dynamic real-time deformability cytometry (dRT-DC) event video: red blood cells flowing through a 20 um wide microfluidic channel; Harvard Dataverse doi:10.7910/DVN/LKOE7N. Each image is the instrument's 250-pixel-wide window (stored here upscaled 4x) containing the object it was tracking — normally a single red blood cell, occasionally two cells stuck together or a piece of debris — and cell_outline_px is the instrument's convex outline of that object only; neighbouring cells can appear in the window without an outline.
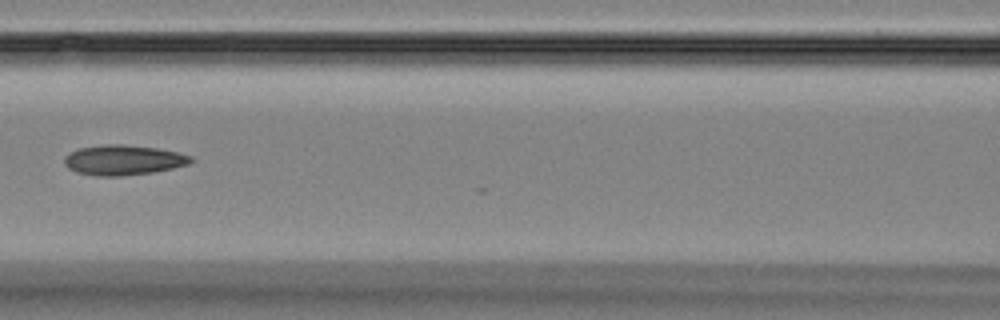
{"species": "Egyptian fruit bat (a non-hibernating species)", "species_latin": "Rousettus aegyptiacus", "temperature_condition": "room temperature", "stored_images_in_passage": 10, "camera_frame_rate_fps": 3000, "um_per_image_px": 0.085, "animal": {"sex": "female"}, "frame": {"image": 1, "passage_image": 6, "time_ms": 6.0, "image_size_px": [1000, 320], "cell_outline_px": [[196, 160], [188, 164], [172, 168], [152, 172], [120, 176], [96, 176], [76, 172], [68, 168], [64, 164], [64, 156], [80, 148], [108, 144], [120, 144], [156, 148], [176, 152], [192, 156]], "centroid_in_image_um": [10.48, 13.61], "position_along_channel_um": 156.1, "area_um2": 22.02}}
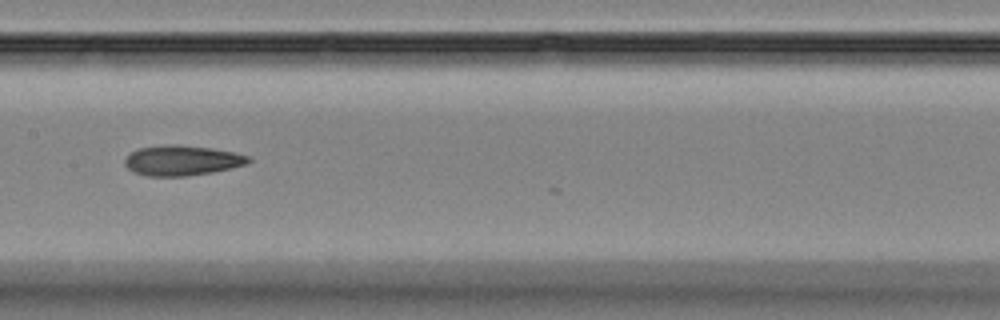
{"frame": {"image": 2, "passage_image": 7, "time_ms": 7.0, "image_size_px": [1000, 320], "cell_outline_px": [[252, 160], [248, 164], [212, 172], [188, 176], [148, 176], [136, 172], [128, 168], [124, 164], [124, 160], [136, 148], [168, 144], [176, 144], [212, 148], [232, 152], [248, 156]], "centroid_in_image_um": [15.47, 13.63], "position_along_channel_um": 191.9, "area_um2": 21.68}}
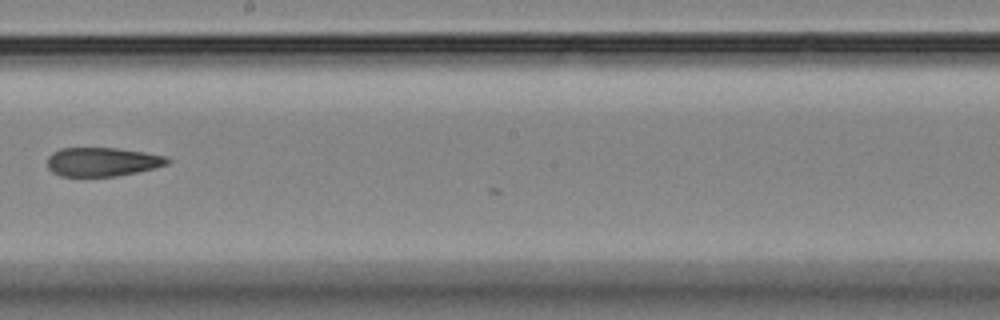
{"frame": {"image": 3, "passage_image": 8, "time_ms": 8.333, "image_size_px": [1000, 320], "cell_outline_px": [[172, 160], [168, 164], [156, 168], [116, 176], [60, 176], [52, 172], [48, 168], [48, 156], [52, 152], [60, 148], [116, 148], [144, 152], [164, 156]], "centroid_in_image_um": [8.69, 13.75], "position_along_channel_um": 239.5, "area_um2": 20.23}}